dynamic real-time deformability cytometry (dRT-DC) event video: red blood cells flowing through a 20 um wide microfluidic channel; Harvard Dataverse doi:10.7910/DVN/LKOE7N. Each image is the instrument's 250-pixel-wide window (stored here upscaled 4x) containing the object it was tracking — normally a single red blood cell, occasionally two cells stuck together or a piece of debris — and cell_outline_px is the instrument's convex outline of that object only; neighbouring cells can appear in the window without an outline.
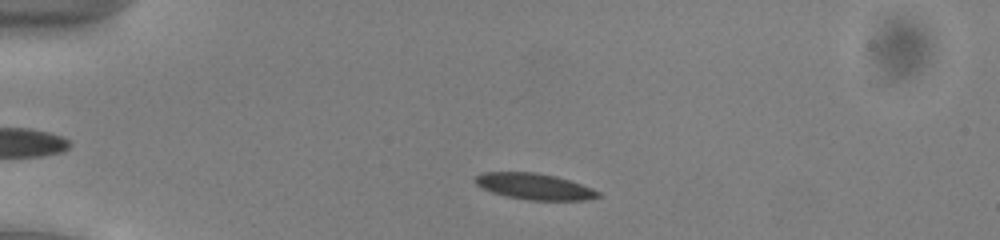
{"species": "common noctule bat (a hibernating species)", "species_latin": "Nyctalus noctula", "temperature_condition": "cold", "stored_images_in_passage": 45, "camera_frame_rate_fps": 3000, "um_per_image_px": 0.085, "animal": {"sex": "male", "body_mass_g": 13.0, "forearm_length_mm": 53.1}, "frame": {"image": 1, "passage_image": 5, "time_ms": 1.333, "image_size_px": [1000, 240], "cell_outline_px": [[600, 196], [588, 200], [528, 200], [508, 196], [492, 192], [476, 184], [472, 180], [472, 176], [484, 172], [536, 172], [556, 176], [592, 188], [600, 192]], "centroid_in_image_um": [45.39, 15.84], "position_along_channel_um": 39.6, "area_um2": 18.73}}
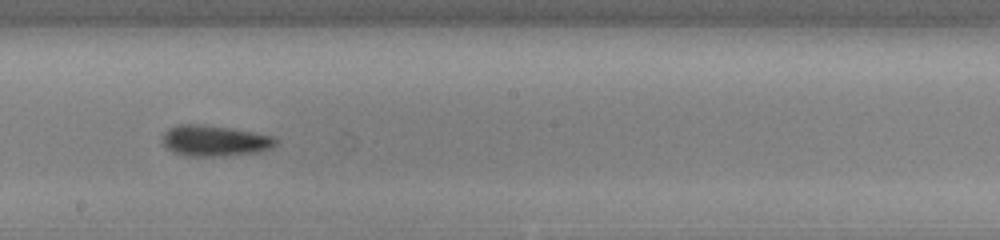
{"frame": {"image": 2, "passage_image": 23, "time_ms": 7.333, "image_size_px": [1000, 240], "cell_outline_px": [[280, 140], [272, 148], [260, 152], [220, 156], [188, 156], [172, 152], [164, 144], [164, 132], [168, 128], [176, 124], [204, 124], [276, 136]], "centroid_in_image_um": [18.29, 11.96], "position_along_channel_um": 229.9, "area_um2": 20.52}}
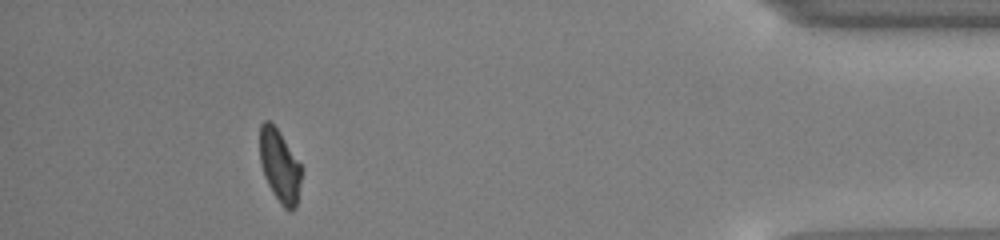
{"frame": {"image": 3, "passage_image": 41, "time_ms": 13.333, "image_size_px": [1000, 240], "cell_outline_px": [[300, 180], [296, 208], [292, 212], [288, 212], [280, 204], [272, 192], [264, 176], [260, 164], [260, 124], [264, 120], [268, 120], [276, 128], [300, 164]], "centroid_in_image_um": [23.74, 14.15], "position_along_channel_um": 411.5, "area_um2": 17.34}, "authors_computed_cell_mechanics": {"area_um2": 19.3052, "velocity_mm_per_s": 3.8914, "shape_relaxation_time_tau1_ms": 2.9751, "shape_relaxation_time_tau2_ms": 2.1886, "deformation_change_tau1": 0.0877, "deformation_change_tau2": 0.0797}}